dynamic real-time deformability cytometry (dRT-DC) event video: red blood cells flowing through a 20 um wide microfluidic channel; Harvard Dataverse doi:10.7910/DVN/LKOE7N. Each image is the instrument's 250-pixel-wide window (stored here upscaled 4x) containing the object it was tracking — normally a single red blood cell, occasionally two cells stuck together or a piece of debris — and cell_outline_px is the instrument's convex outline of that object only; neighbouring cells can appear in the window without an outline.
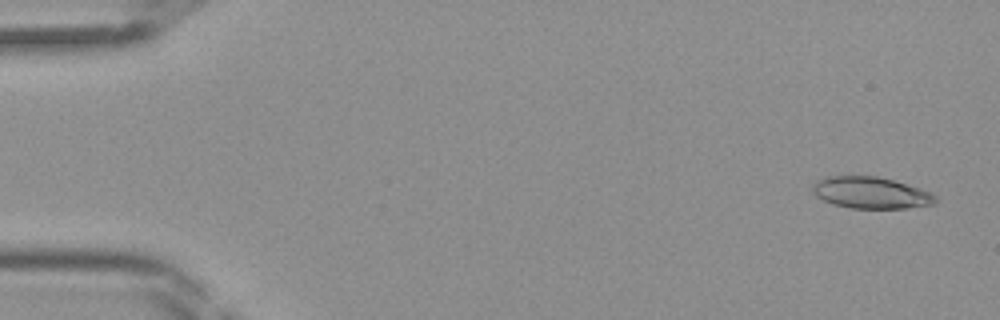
{"species": "Egyptian fruit bat (a non-hibernating species)", "species_latin": "Rousettus aegyptiacus", "temperature_condition": "room temperature", "stored_images_in_passage": 6, "camera_frame_rate_fps": 3000, "um_per_image_px": 0.085, "frame": {"image": 1, "passage_image": 2, "time_ms": 0.333, "image_size_px": [1000, 320], "cell_outline_px": [[940, 200], [932, 204], [908, 208], [848, 208], [832, 204], [816, 196], [812, 192], [812, 188], [816, 180], [824, 176], [876, 176], [892, 180], [928, 192], [936, 196]], "centroid_in_image_um": [73.96, 16.39], "position_along_channel_um": 11.0, "area_um2": 22.48}}